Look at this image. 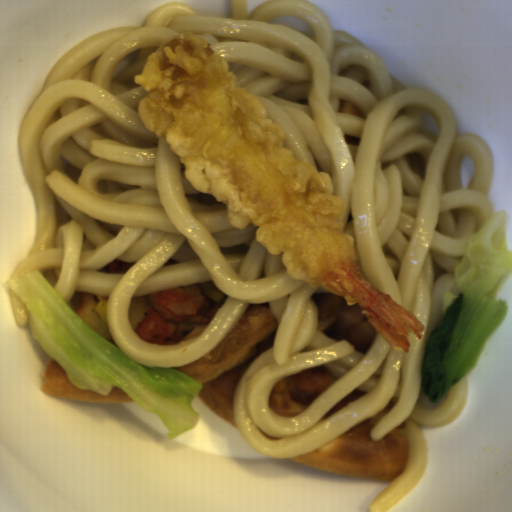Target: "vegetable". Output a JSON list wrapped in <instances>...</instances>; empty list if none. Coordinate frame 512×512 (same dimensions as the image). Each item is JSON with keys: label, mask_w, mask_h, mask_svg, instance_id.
Listing matches in <instances>:
<instances>
[{"label": "vegetable", "mask_w": 512, "mask_h": 512, "mask_svg": "<svg viewBox=\"0 0 512 512\" xmlns=\"http://www.w3.org/2000/svg\"><path fill=\"white\" fill-rule=\"evenodd\" d=\"M5 282L27 308L36 341L74 386L106 397L113 387L120 388L158 417L169 440L197 427L201 416L192 400L204 385L173 368L143 367L128 358L94 331L38 269Z\"/></svg>", "instance_id": "add77e79"}, {"label": "vegetable", "mask_w": 512, "mask_h": 512, "mask_svg": "<svg viewBox=\"0 0 512 512\" xmlns=\"http://www.w3.org/2000/svg\"><path fill=\"white\" fill-rule=\"evenodd\" d=\"M512 273L506 216L500 210L467 237L454 283L444 293L441 320L424 347L421 389L441 401L479 362L509 305L497 295Z\"/></svg>", "instance_id": "ea0f7189"}]
</instances>
